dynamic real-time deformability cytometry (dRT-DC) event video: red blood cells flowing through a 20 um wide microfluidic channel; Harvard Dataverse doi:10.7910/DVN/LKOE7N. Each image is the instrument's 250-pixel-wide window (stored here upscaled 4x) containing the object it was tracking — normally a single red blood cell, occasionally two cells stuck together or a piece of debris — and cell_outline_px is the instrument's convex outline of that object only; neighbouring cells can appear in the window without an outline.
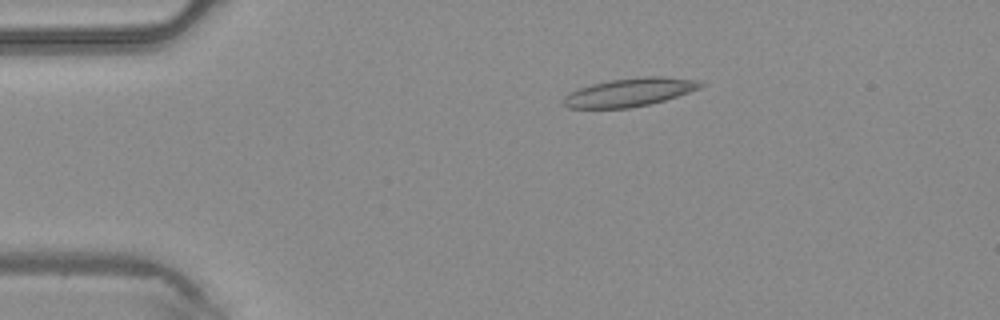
{"species": "common noctule bat (a hibernating species)", "species_latin": "Nyctalus noctula", "temperature_condition": "warm", "stored_images_in_passage": 3, "camera_frame_rate_fps": 3000, "um_per_image_px": 0.085, "animal": {"sex": "male", "body_mass_g": 20.4}, "frame": {"image": 1, "passage_image": 2, "time_ms": 0.333, "image_size_px": [1000, 320], "cell_outline_px": [[708, 84], [700, 88], [664, 100], [648, 104], [628, 108], [568, 108], [560, 100], [564, 96], [580, 88], [592, 84], [612, 80], [644, 76], [664, 76], [700, 80]], "centroid_in_image_um": [53.55, 7.83], "position_along_channel_um": 31.4, "area_um2": 22.54}}